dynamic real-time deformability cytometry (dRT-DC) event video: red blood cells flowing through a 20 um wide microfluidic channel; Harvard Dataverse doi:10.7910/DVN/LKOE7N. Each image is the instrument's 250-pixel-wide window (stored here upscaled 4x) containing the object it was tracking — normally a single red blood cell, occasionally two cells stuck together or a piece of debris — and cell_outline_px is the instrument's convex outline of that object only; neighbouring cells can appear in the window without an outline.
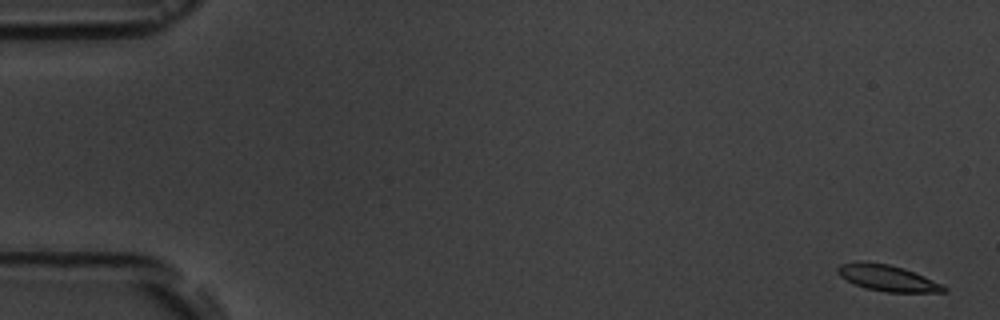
{"species": "common noctule bat (a hibernating species)", "species_latin": "Nyctalus noctula", "temperature_condition": "room temperature", "stored_images_in_passage": 8, "camera_frame_rate_fps": 3000, "um_per_image_px": 0.085, "animal": {"sex": "male", "body_mass_g": 19.5, "forearm_length_mm": 54.6}, "frame": {"image": 1, "passage_image": 1, "time_ms": 0.0, "image_size_px": [1000, 320], "cell_outline_px": [[948, 292], [884, 292], [864, 288], [840, 276], [836, 272], [836, 268], [840, 264], [856, 260], [860, 260], [888, 264], [904, 268], [944, 284], [948, 288]], "centroid_in_image_um": [75.44, 23.62], "position_along_channel_um": 9.6, "area_um2": 16.47}}
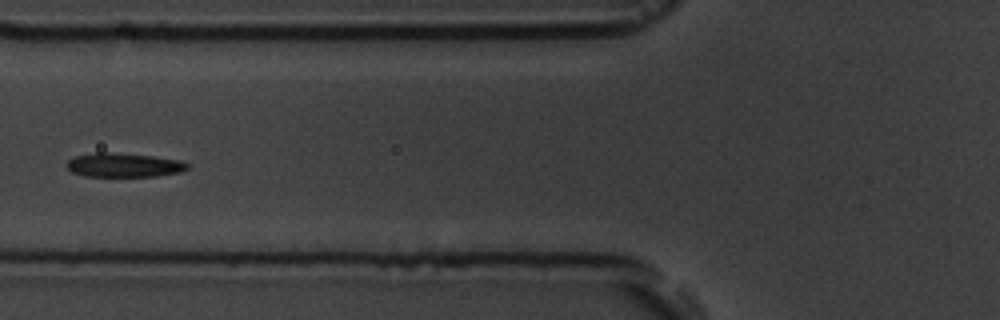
{"frame": {"image": 2, "passage_image": 7, "time_ms": 7.0, "image_size_px": [1000, 320], "cell_outline_px": [[188, 168], [180, 172], [156, 176], [84, 176], [72, 172], [68, 168], [68, 160], [76, 156], [96, 152], [104, 152], [152, 156], [180, 160], [188, 164]], "centroid_in_image_um": [10.53, 14.03], "position_along_channel_um": 115.3, "area_um2": 16.65}}
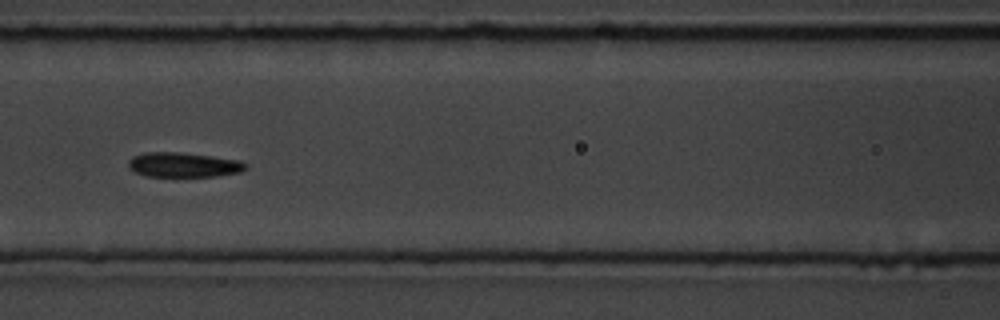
{"frame": {"image": 3, "passage_image": 8, "time_ms": 8.0, "image_size_px": [1000, 320], "cell_outline_px": [[248, 168], [240, 172], [216, 176], [148, 176], [136, 172], [128, 168], [128, 160], [132, 156], [144, 152], [180, 152], [212, 156], [240, 160], [248, 164]], "centroid_in_image_um": [15.61, 14.0], "position_along_channel_um": 151.0, "area_um2": 16.99}}